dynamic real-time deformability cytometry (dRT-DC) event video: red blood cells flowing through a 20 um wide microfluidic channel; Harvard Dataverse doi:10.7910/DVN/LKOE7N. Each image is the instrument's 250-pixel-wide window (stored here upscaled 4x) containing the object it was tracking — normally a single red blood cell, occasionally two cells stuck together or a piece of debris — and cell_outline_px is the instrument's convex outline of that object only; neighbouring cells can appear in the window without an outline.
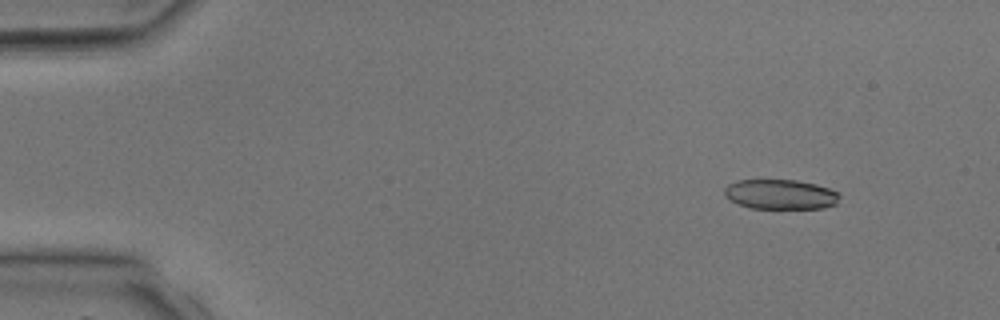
{"species": "common noctule bat (a hibernating species)", "species_latin": "Nyctalus noctula", "temperature_condition": "room temperature", "stored_images_in_passage": 3, "camera_frame_rate_fps": 3000, "um_per_image_px": 0.085, "animal": {"sex": "male", "body_mass_g": 17.9, "forearm_length_mm": 54.2}, "frame": {"image": 1, "passage_image": 1, "time_ms": 0.0, "image_size_px": [1000, 320], "cell_outline_px": [[840, 196], [836, 204], [824, 208], [752, 208], [728, 200], [724, 196], [724, 188], [728, 184], [736, 180], [796, 180], [816, 184], [840, 192]], "centroid_in_image_um": [66.33, 16.51], "position_along_channel_um": 18.7, "area_um2": 20.11}}